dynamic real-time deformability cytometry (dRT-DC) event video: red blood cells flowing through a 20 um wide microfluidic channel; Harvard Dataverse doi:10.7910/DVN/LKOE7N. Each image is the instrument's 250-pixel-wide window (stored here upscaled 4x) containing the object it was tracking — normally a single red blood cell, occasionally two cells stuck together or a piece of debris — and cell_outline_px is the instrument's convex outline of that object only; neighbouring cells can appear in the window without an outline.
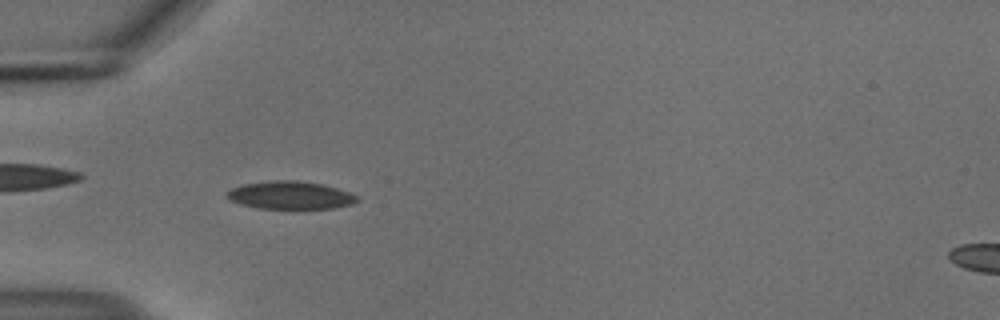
{"species": "common noctule bat (a hibernating species)", "species_latin": "Nyctalus noctula", "temperature_condition": "cold", "stored_images_in_passage": 53, "camera_frame_rate_fps": 3000, "um_per_image_px": 0.085, "animal": {"sex": "male", "body_mass_g": 18.8}, "frame": {"image": 1, "passage_image": 16, "time_ms": 5.0, "image_size_px": [1000, 320], "cell_outline_px": [[360, 200], [352, 204], [332, 208], [260, 208], [240, 204], [228, 200], [224, 196], [232, 188], [244, 184], [272, 180], [296, 180], [324, 184], [348, 192], [356, 196]], "centroid_in_image_um": [24.65, 16.59], "position_along_channel_um": 60.4, "area_um2": 21.04}, "authors_computed_cell_mechanics": {"area_um2": 20.5768, "velocity_mm_per_s": 3.7433, "shape_relaxation_time_tau1_ms": 3.8856, "shape_relaxation_time_tau2_ms": 2.1399, "deformation_change_tau1": 0.1198, "deformation_change_tau2": 0.0625}}